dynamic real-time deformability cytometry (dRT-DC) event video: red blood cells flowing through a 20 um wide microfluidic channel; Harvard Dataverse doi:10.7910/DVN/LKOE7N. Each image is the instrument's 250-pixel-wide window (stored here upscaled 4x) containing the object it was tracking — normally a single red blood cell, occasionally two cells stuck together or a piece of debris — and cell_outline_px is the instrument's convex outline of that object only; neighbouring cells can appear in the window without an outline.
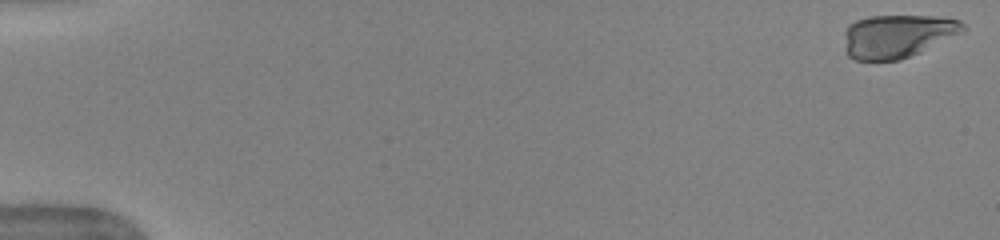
{"species": "human", "species_latin": "Homo sapiens", "temperature_condition": "warm", "stored_images_in_passage": 18, "camera_frame_rate_fps": 3000, "um_per_image_px": 0.085, "donor": {"sex": "female"}, "frame": {"image": 1, "passage_image": 1, "time_ms": 0.0, "image_size_px": [1000, 240], "cell_outline_px": [[968, 28], [900, 60], [856, 60], [848, 56], [844, 32], [848, 24], [856, 20], [868, 16], [932, 16], [960, 20]], "centroid_in_image_um": [76.22, 3.04], "position_along_channel_um": 8.8, "area_um2": 29.25}}
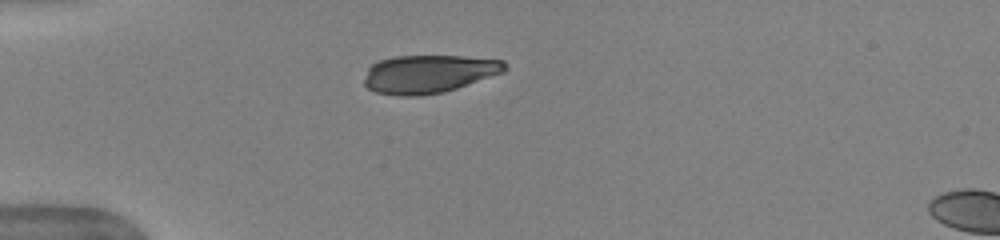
{"frame": {"image": 2, "passage_image": 15, "time_ms": 4.667, "image_size_px": [1000, 240], "cell_outline_px": [[508, 68], [504, 72], [444, 92], [420, 96], [400, 96], [376, 92], [368, 88], [364, 84], [364, 80], [368, 68], [372, 64], [380, 60], [396, 56], [460, 56], [504, 60]], "centroid_in_image_um": [36.44, 6.28], "position_along_channel_um": 48.6, "area_um2": 31.21}}